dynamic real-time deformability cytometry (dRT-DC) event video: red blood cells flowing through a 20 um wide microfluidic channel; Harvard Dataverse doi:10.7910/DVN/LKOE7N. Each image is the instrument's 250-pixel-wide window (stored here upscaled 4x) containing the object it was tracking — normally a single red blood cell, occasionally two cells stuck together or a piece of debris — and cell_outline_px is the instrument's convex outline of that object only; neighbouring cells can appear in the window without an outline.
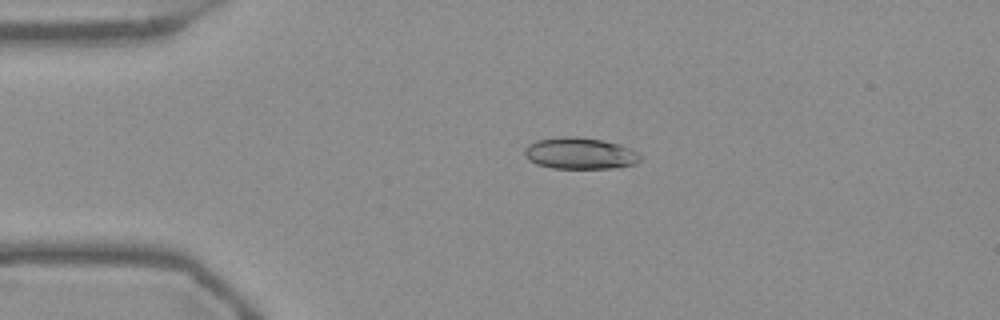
{"species": "Egyptian fruit bat (a non-hibernating species)", "species_latin": "Rousettus aegyptiacus", "temperature_condition": "warm", "stored_images_in_passage": 43, "camera_frame_rate_fps": 3000, "um_per_image_px": 0.085, "frame": {"image": 1, "passage_image": 1, "time_ms": 0.0, "image_size_px": [1000, 320], "cell_outline_px": [[640, 160], [636, 164], [612, 168], [552, 168], [536, 164], [528, 160], [524, 156], [524, 148], [528, 144], [536, 140], [564, 136], [576, 136], [604, 140], [620, 144], [636, 152], [640, 156]], "centroid_in_image_um": [49.25, 13.03], "position_along_channel_um": 35.7, "area_um2": 21.39}}
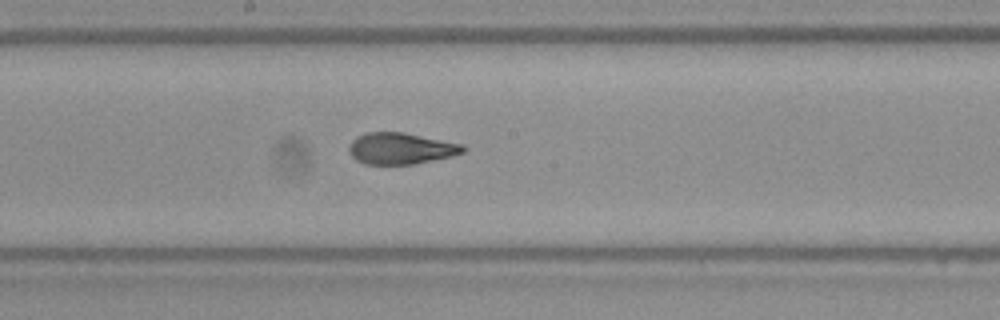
{"frame": {"image": 2, "passage_image": 18, "time_ms": 5.667, "image_size_px": [1000, 320], "cell_outline_px": [[464, 152], [452, 156], [412, 164], [364, 164], [356, 160], [348, 152], [348, 148], [352, 140], [356, 136], [368, 132], [404, 132], [464, 144]], "centroid_in_image_um": [34.04, 12.61], "position_along_channel_um": 214.2, "area_um2": 20.92}}
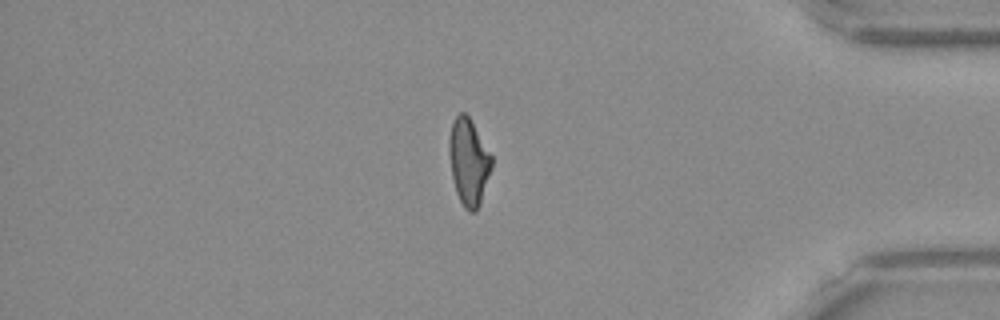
{"frame": {"image": 3, "passage_image": 35, "time_ms": 11.333, "image_size_px": [1000, 320], "cell_outline_px": [[492, 168], [480, 204], [476, 212], [468, 212], [464, 208], [456, 192], [452, 176], [448, 152], [448, 140], [452, 124], [456, 116], [460, 112], [464, 112], [468, 116], [492, 156]], "centroid_in_image_um": [39.83, 13.79], "position_along_channel_um": 395.4, "area_um2": 21.39}, "authors_computed_cell_mechanics": {"area_um2": 21.386, "velocity_mm_per_s": 3.7633, "shape_relaxation_time_tau1_ms": 9.3422, "shape_relaxation_time_tau2_ms": 1.1218, "deformation_change_tau1": 0.2264, "deformation_change_tau2": 0.0753}}